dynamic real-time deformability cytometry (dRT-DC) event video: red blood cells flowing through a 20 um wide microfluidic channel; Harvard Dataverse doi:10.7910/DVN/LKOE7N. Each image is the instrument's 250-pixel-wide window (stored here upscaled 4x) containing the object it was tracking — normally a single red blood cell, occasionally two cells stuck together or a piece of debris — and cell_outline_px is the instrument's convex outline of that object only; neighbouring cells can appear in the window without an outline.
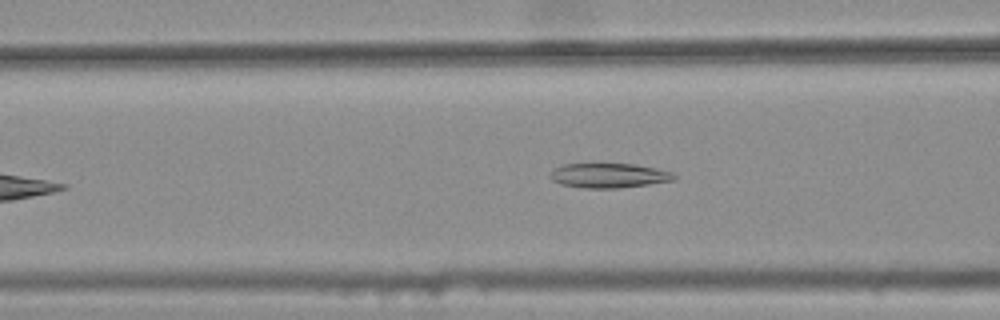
{"species": "common noctule bat (a hibernating species)", "species_latin": "Nyctalus noctula", "temperature_condition": "warm", "stored_images_in_passage": 29, "camera_frame_rate_fps": 3000, "um_per_image_px": 0.085, "animal": {"sex": "female", "body_mass_g": 25.1}, "frame": {"image": 1, "passage_image": 8, "time_ms": 2.333, "image_size_px": [1000, 320], "cell_outline_px": [[676, 180], [620, 188], [584, 188], [560, 184], [552, 180], [548, 176], [556, 168], [564, 164], [636, 164], [656, 168], [672, 172], [676, 176]], "centroid_in_image_um": [51.77, 14.92], "position_along_channel_um": 114.8, "area_um2": 17.74}}
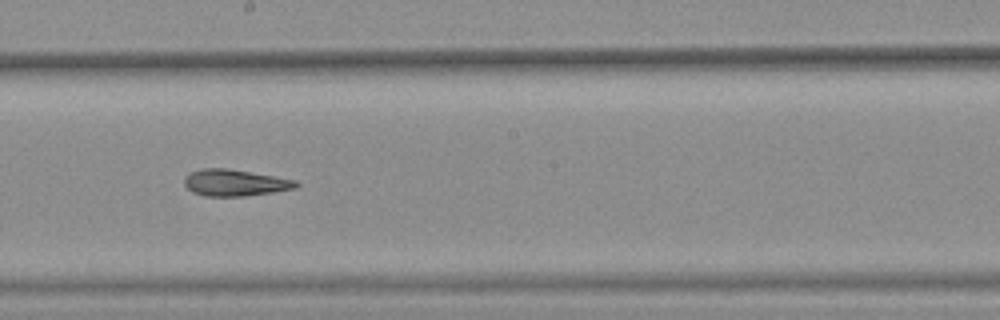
{"frame": {"image": 2, "passage_image": 17, "time_ms": 5.333, "image_size_px": [1000, 320], "cell_outline_px": [[300, 184], [296, 188], [272, 192], [244, 196], [204, 196], [192, 192], [184, 184], [184, 176], [200, 168], [228, 168], [296, 180]], "centroid_in_image_um": [19.94, 15.53], "position_along_channel_um": 228.3, "area_um2": 17.28}}
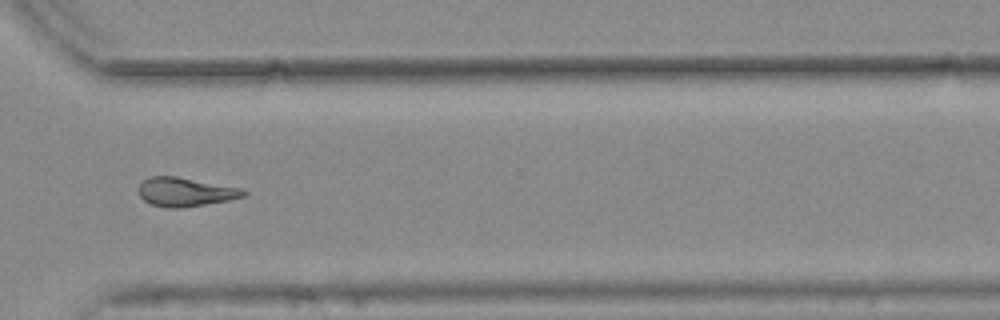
{"frame": {"image": 3, "passage_image": 27, "time_ms": 8.667, "image_size_px": [1000, 320], "cell_outline_px": [[248, 192], [244, 196], [228, 200], [180, 208], [164, 208], [152, 204], [144, 200], [140, 196], [140, 184], [148, 176], [176, 176], [240, 188]], "centroid_in_image_um": [15.73, 16.31], "position_along_channel_um": 354.9, "area_um2": 17.4}, "authors_computed_cell_mechanics": {"area_um2": 17.34, "velocity_mm_per_s": 3.785, "shape_relaxation_time_tau1_ms": null, "shape_relaxation_time_tau2_ms": 7.3104, "deformation_change_tau1": null, "deformation_change_tau2": 0.1441}}